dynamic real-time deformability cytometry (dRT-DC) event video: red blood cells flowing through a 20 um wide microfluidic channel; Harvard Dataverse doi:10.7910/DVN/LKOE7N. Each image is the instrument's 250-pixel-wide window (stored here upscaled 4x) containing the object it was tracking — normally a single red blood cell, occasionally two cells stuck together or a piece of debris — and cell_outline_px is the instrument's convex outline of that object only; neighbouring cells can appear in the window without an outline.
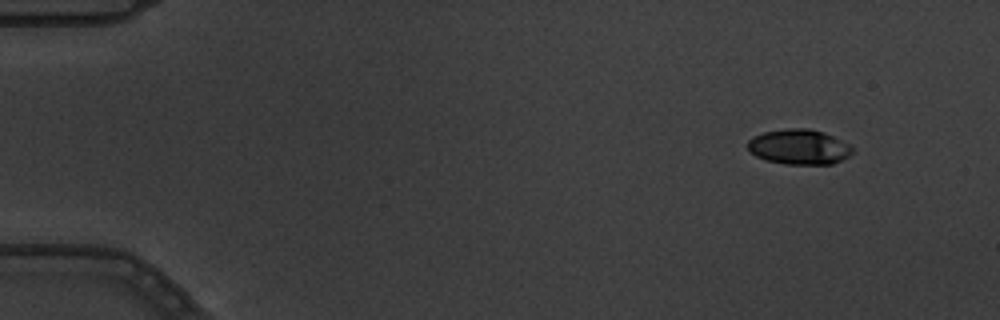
{"species": "common noctule bat (a hibernating species)", "species_latin": "Nyctalus noctula", "temperature_condition": "warm", "stored_images_in_passage": 6, "camera_frame_rate_fps": 3000, "um_per_image_px": 0.085, "animal": {"sex": "male", "body_mass_g": 19.5, "forearm_length_mm": 54.6}, "frame": {"image": 1, "passage_image": 1, "time_ms": 0.0, "image_size_px": [1000, 320], "cell_outline_px": [[852, 152], [848, 156], [832, 164], [784, 164], [764, 160], [756, 156], [748, 148], [748, 140], [752, 136], [764, 132], [788, 128], [808, 128], [824, 132], [848, 144], [852, 148]], "centroid_in_image_um": [67.89, 12.48], "position_along_channel_um": 17.1, "area_um2": 21.33}}